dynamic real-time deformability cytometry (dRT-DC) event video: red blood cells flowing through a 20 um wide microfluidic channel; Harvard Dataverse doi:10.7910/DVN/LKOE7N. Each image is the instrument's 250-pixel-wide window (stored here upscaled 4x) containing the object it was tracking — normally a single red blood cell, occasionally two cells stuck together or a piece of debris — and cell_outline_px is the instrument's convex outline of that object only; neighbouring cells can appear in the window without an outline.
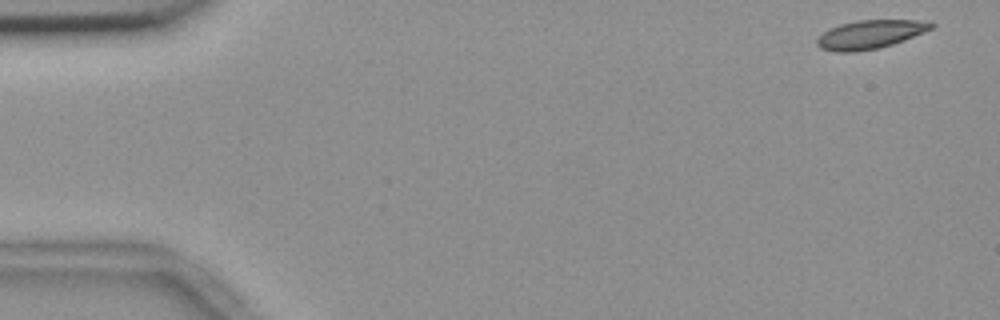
{"species": "common noctule bat (a hibernating species)", "species_latin": "Nyctalus noctula", "temperature_condition": "room temperature", "stored_images_in_passage": 9, "camera_frame_rate_fps": 3000, "um_per_image_px": 0.085, "animal": {"sex": "female", "body_mass_g": 18.4}, "frame": {"image": 1, "passage_image": 1, "time_ms": 0.0, "image_size_px": [1000, 320], "cell_outline_px": [[936, 24], [932, 28], [904, 40], [880, 48], [852, 52], [836, 52], [820, 48], [816, 44], [816, 40], [828, 28], [840, 24], [856, 20], [916, 20]], "centroid_in_image_um": [73.91, 2.93], "position_along_channel_um": 11.1, "area_um2": 18.9}}